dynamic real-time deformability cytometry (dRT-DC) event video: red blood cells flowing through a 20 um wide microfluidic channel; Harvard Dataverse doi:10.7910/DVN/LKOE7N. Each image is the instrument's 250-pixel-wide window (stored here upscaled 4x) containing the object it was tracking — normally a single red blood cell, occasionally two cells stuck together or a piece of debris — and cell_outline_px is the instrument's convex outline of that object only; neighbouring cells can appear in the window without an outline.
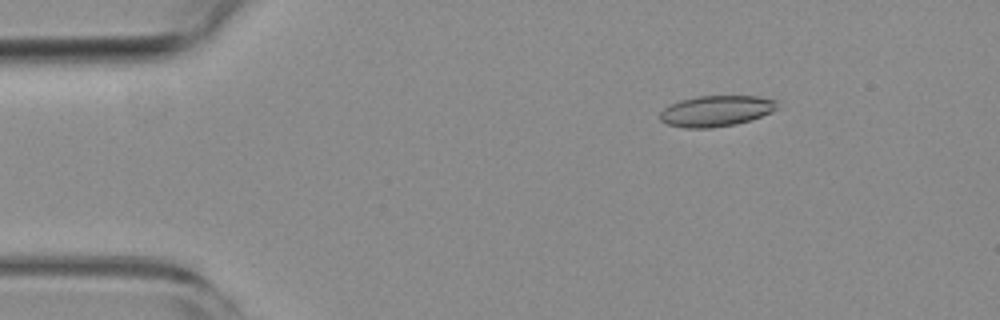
{"species": "common noctule bat (a hibernating species)", "species_latin": "Nyctalus noctula", "temperature_condition": "room temperature", "stored_images_in_passage": 54, "camera_frame_rate_fps": 3000, "um_per_image_px": 0.085, "animal": {"sex": "female", "body_mass_g": 19.3, "forearm_length_mm": 54.1}, "frame": {"image": 1, "passage_image": 8, "time_ms": 2.333, "image_size_px": [1000, 320], "cell_outline_px": [[780, 108], [772, 112], [736, 124], [712, 128], [684, 128], [668, 124], [660, 120], [660, 112], [664, 108], [680, 100], [696, 96], [756, 96], [780, 100]], "centroid_in_image_um": [60.92, 9.42], "position_along_channel_um": 24.1, "area_um2": 21.27}}
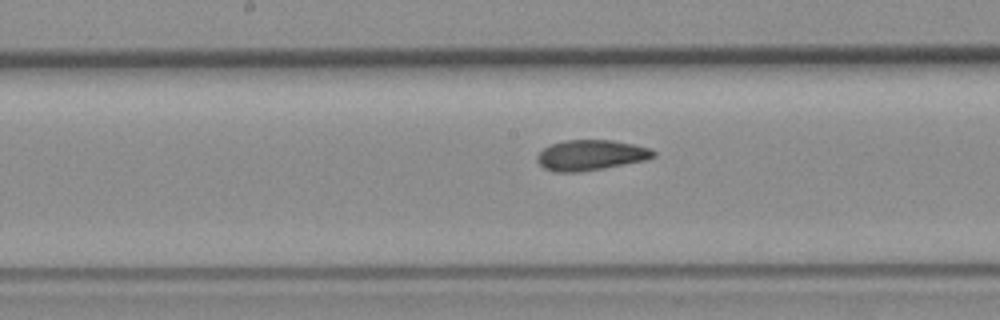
{"frame": {"image": 2, "passage_image": 27, "time_ms": 8.667, "image_size_px": [1000, 320], "cell_outline_px": [[656, 156], [644, 160], [604, 168], [576, 172], [556, 172], [544, 168], [536, 160], [536, 156], [544, 148], [552, 144], [564, 140], [612, 140], [652, 148], [656, 152]], "centroid_in_image_um": [50.22, 13.18], "position_along_channel_um": 198.0, "area_um2": 20.52}}
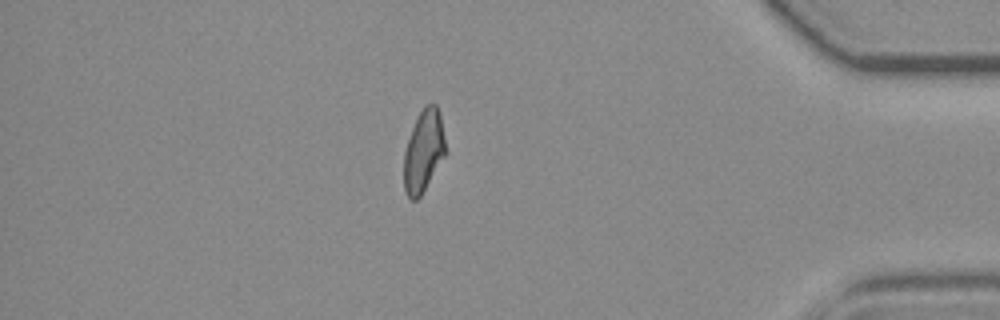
{"frame": {"image": 3, "passage_image": 46, "time_ms": 15.0, "image_size_px": [1000, 320], "cell_outline_px": [[444, 156], [420, 196], [416, 200], [412, 200], [408, 196], [404, 188], [404, 152], [412, 128], [424, 104], [436, 104], [440, 112], [444, 136]], "centroid_in_image_um": [35.99, 12.81], "position_along_channel_um": 399.2, "area_um2": 19.42}, "authors_computed_cell_mechanics": {"area_um2": 20.7502, "velocity_mm_per_s": 3.8369, "shape_relaxation_time_tau1_ms": null, "shape_relaxation_time_tau2_ms": 2.4732, "deformation_change_tau1": null, "deformation_change_tau2": 0.0896}}